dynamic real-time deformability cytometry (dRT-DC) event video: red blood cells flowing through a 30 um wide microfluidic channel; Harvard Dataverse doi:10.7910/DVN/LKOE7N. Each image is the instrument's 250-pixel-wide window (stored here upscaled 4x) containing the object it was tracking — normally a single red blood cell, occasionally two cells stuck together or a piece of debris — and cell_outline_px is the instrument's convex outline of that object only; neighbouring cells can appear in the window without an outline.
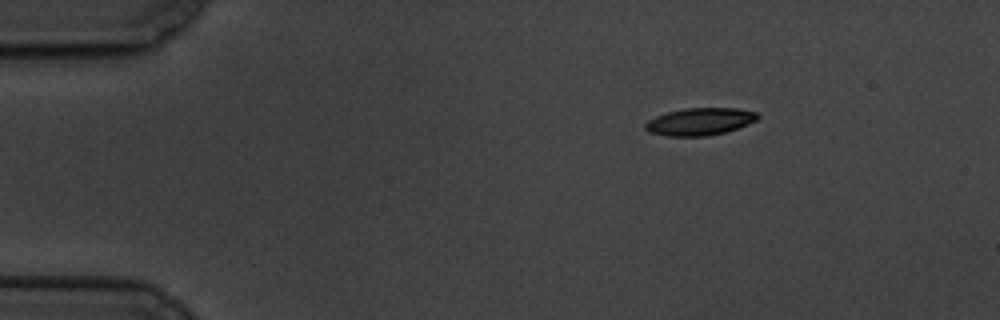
{"species": "common noctule bat (a hibernating species)", "species_latin": "Nyctalus noctula", "temperature_condition": "cold", "stored_images_in_passage": 7, "camera_frame_rate_fps": 3000, "um_per_image_px": 0.085, "animal": {"sex": "male", "body_mass_g": 19.5, "forearm_length_mm": 54.6}, "frame": {"image": 1, "passage_image": 1, "time_ms": 0.0, "image_size_px": [1000, 320], "cell_outline_px": [[760, 116], [756, 120], [748, 124], [724, 132], [704, 136], [668, 136], [648, 132], [644, 128], [644, 124], [648, 120], [656, 116], [668, 112], [684, 108], [736, 108], [756, 112]], "centroid_in_image_um": [59.46, 10.33], "position_along_channel_um": 25.5, "area_um2": 17.8}}
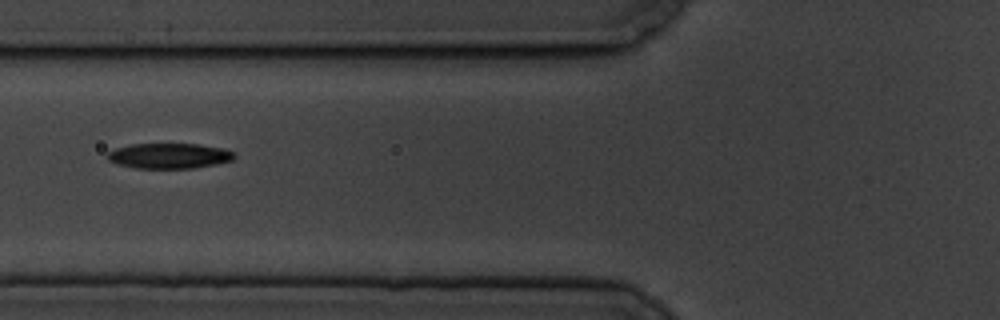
{"frame": {"image": 2, "passage_image": 5, "time_ms": 4.667, "image_size_px": [1000, 320], "cell_outline_px": [[236, 156], [232, 160], [216, 164], [192, 168], [136, 168], [116, 164], [108, 160], [108, 152], [116, 148], [132, 144], [200, 144], [224, 148], [236, 152]], "centroid_in_image_um": [14.42, 13.24], "position_along_channel_um": 111.4, "area_um2": 18.79}}
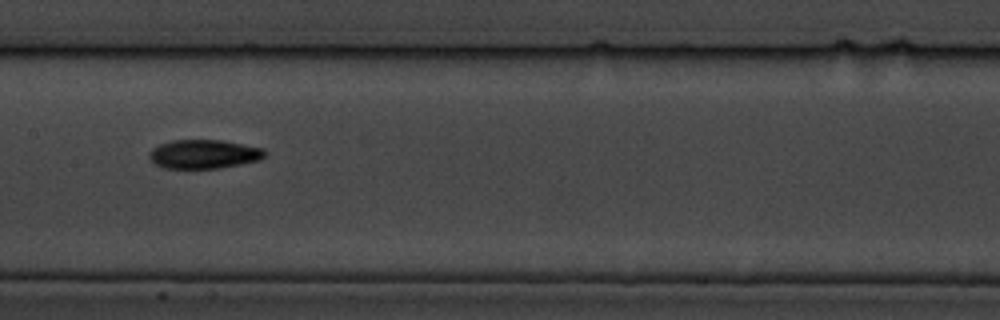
{"frame": {"image": 3, "passage_image": 7, "time_ms": 7.0, "image_size_px": [1000, 320], "cell_outline_px": [[264, 156], [260, 160], [220, 168], [164, 168], [156, 164], [148, 156], [148, 152], [152, 148], [160, 144], [172, 140], [220, 140], [264, 148]], "centroid_in_image_um": [17.31, 13.1], "position_along_channel_um": 190.1, "area_um2": 19.36}}